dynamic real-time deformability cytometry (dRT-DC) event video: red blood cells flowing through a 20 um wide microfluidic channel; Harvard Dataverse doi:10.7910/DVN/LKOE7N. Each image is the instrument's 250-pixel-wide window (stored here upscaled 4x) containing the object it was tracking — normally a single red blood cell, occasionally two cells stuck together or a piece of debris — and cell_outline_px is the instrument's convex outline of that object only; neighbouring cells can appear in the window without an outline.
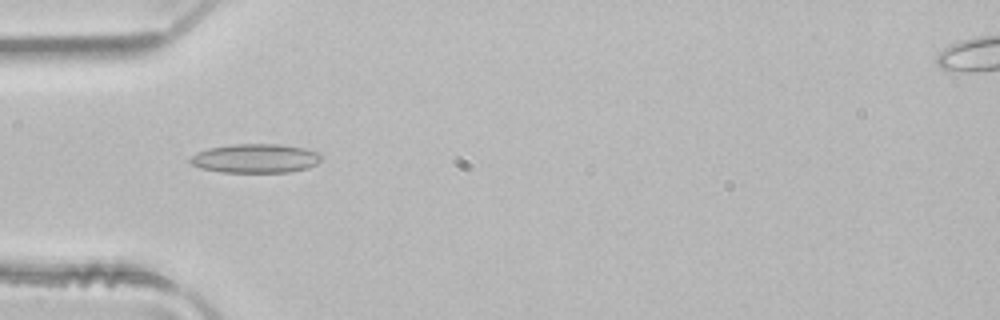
{"species": "common noctule bat (a hibernating species)", "species_latin": "Nyctalus noctula", "temperature_condition": "room temperature", "stored_images_in_passage": 3, "camera_frame_rate_fps": 3000, "um_per_image_px": 0.085, "animal": {"sex": "male", "body_mass_g": 21.5, "forearm_length_mm": 52.0}, "frame": {"image": 1, "passage_image": 3, "time_ms": 0.667, "image_size_px": [1000, 320], "cell_outline_px": [[320, 160], [316, 164], [308, 168], [288, 172], [220, 172], [200, 168], [192, 164], [188, 160], [196, 152], [208, 148], [232, 144], [280, 144], [304, 148], [320, 152]], "centroid_in_image_um": [21.7, 13.46], "position_along_channel_um": 63.3, "area_um2": 22.25}}